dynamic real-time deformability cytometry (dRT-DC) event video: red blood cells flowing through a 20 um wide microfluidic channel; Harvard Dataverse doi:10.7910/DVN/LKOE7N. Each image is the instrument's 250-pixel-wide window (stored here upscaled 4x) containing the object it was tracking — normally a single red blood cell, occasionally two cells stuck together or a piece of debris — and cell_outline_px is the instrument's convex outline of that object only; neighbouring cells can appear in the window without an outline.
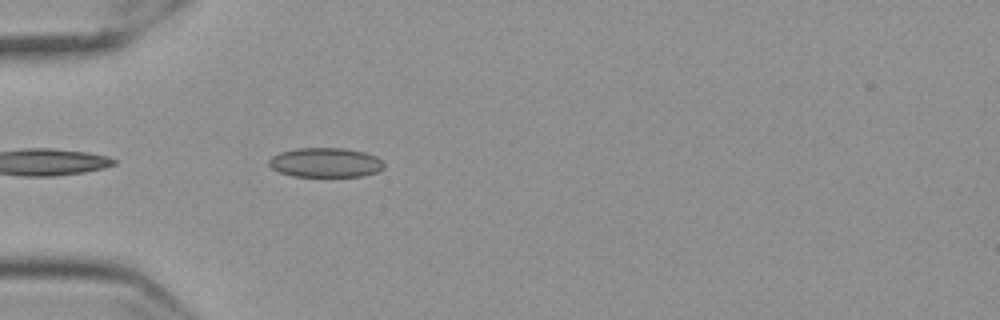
{"species": "Egyptian fruit bat (a non-hibernating species)", "species_latin": "Rousettus aegyptiacus", "temperature_condition": "cold", "stored_images_in_passage": 27, "camera_frame_rate_fps": 3000, "um_per_image_px": 0.085, "frame": {"image": 1, "passage_image": 3, "time_ms": 0.667, "image_size_px": [1000, 320], "cell_outline_px": [[384, 168], [380, 172], [364, 176], [292, 176], [280, 172], [272, 168], [268, 164], [268, 160], [272, 156], [280, 152], [296, 148], [344, 148], [364, 152], [376, 156], [384, 164]], "centroid_in_image_um": [27.68, 13.82], "position_along_channel_um": 57.3, "area_um2": 19.88}}
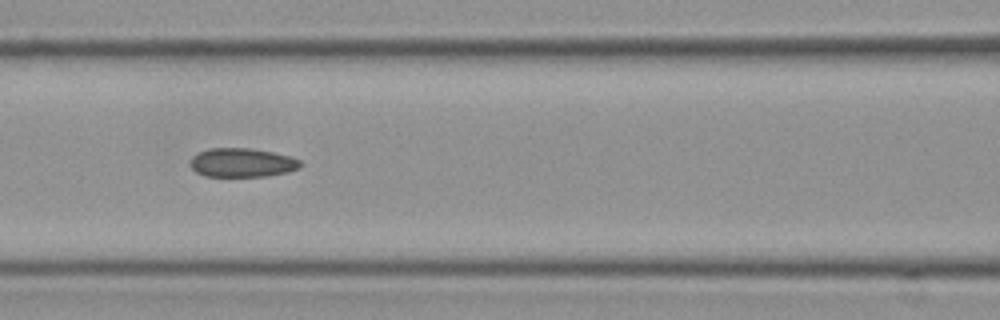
{"frame": {"image": 2, "passage_image": 11, "time_ms": 3.333, "image_size_px": [1000, 320], "cell_outline_px": [[300, 168], [288, 172], [268, 176], [204, 176], [196, 172], [192, 168], [192, 156], [208, 148], [248, 148], [272, 152], [292, 156], [300, 160]], "centroid_in_image_um": [20.61, 13.82], "position_along_channel_um": 146.0, "area_um2": 18.5}}
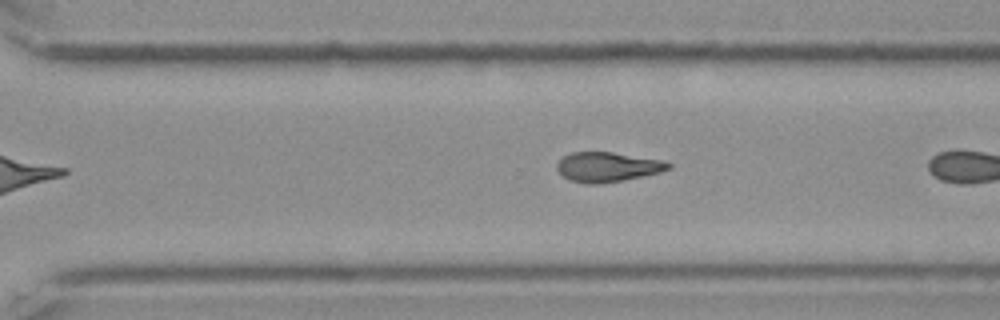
{"frame": {"image": 3, "passage_image": 23, "time_ms": 7.333, "image_size_px": [1000, 320], "cell_outline_px": [[672, 168], [660, 172], [624, 180], [600, 184], [588, 184], [568, 180], [556, 168], [556, 164], [564, 156], [572, 152], [612, 152], [660, 160], [672, 164]], "centroid_in_image_um": [51.63, 14.2], "position_along_channel_um": 319.0, "area_um2": 19.19}}